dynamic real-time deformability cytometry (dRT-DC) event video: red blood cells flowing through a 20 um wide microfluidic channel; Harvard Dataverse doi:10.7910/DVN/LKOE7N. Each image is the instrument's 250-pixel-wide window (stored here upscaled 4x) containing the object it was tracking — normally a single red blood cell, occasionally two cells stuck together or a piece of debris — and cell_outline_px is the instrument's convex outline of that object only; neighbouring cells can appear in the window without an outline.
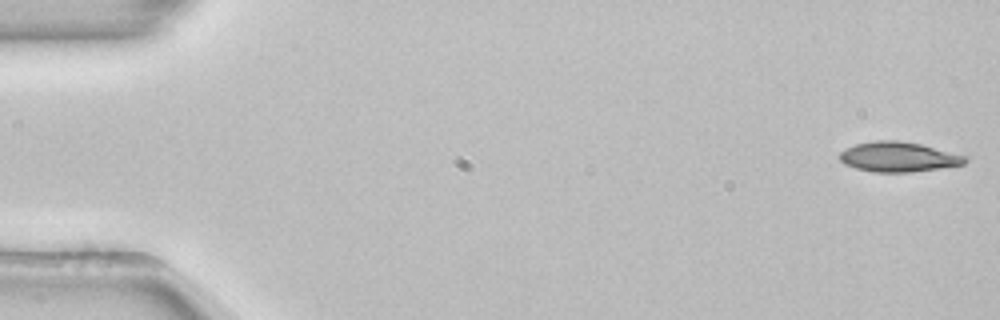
{"species": "common noctule bat (a hibernating species)", "species_latin": "Nyctalus noctula", "temperature_condition": "room temperature", "stored_images_in_passage": 15, "camera_frame_rate_fps": 3000, "um_per_image_px": 0.085, "animal": {"sex": "female", "body_mass_g": 22.7, "forearm_length_mm": 54.2}, "frame": {"image": 1, "passage_image": 1, "time_ms": 0.0, "image_size_px": [1000, 320], "cell_outline_px": [[968, 160], [964, 164], [940, 168], [912, 172], [872, 172], [856, 168], [844, 164], [836, 156], [844, 148], [856, 144], [876, 140], [900, 140], [920, 144], [968, 156]], "centroid_in_image_um": [76.34, 13.33], "position_along_channel_um": 8.7, "area_um2": 22.08}}
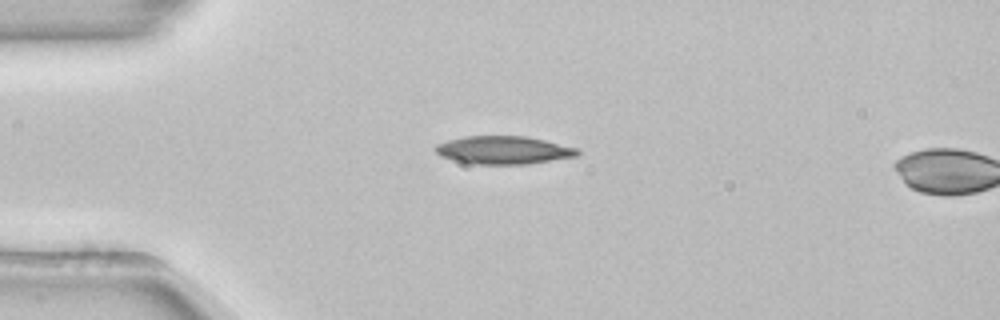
{"frame": {"image": 2, "passage_image": 13, "time_ms": 4.0, "image_size_px": [1000, 320], "cell_outline_px": [[580, 152], [576, 156], [524, 164], [472, 164], [440, 156], [432, 148], [436, 144], [448, 140], [464, 136], [528, 136], [576, 148]], "centroid_in_image_um": [42.73, 12.75], "position_along_channel_um": 42.3, "area_um2": 23.0}}